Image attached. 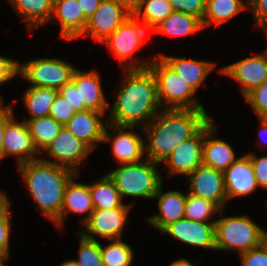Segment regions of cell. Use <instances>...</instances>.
<instances>
[{
  "label": "cell",
  "instance_id": "obj_18",
  "mask_svg": "<svg viewBox=\"0 0 267 266\" xmlns=\"http://www.w3.org/2000/svg\"><path fill=\"white\" fill-rule=\"evenodd\" d=\"M223 174L227 200L249 195L258 187L253 165L246 153L232 163Z\"/></svg>",
  "mask_w": 267,
  "mask_h": 266
},
{
  "label": "cell",
  "instance_id": "obj_29",
  "mask_svg": "<svg viewBox=\"0 0 267 266\" xmlns=\"http://www.w3.org/2000/svg\"><path fill=\"white\" fill-rule=\"evenodd\" d=\"M58 90L47 87L30 86L23 95V102L29 112L28 119L49 116V111Z\"/></svg>",
  "mask_w": 267,
  "mask_h": 266
},
{
  "label": "cell",
  "instance_id": "obj_24",
  "mask_svg": "<svg viewBox=\"0 0 267 266\" xmlns=\"http://www.w3.org/2000/svg\"><path fill=\"white\" fill-rule=\"evenodd\" d=\"M73 178L70 179L65 187L61 216L54 223L59 228L63 225L64 216L69 212L86 213V216L81 219L82 224H84L94 210L89 185L75 182Z\"/></svg>",
  "mask_w": 267,
  "mask_h": 266
},
{
  "label": "cell",
  "instance_id": "obj_28",
  "mask_svg": "<svg viewBox=\"0 0 267 266\" xmlns=\"http://www.w3.org/2000/svg\"><path fill=\"white\" fill-rule=\"evenodd\" d=\"M173 8L169 0H138L132 12L139 21L153 31L171 13Z\"/></svg>",
  "mask_w": 267,
  "mask_h": 266
},
{
  "label": "cell",
  "instance_id": "obj_4",
  "mask_svg": "<svg viewBox=\"0 0 267 266\" xmlns=\"http://www.w3.org/2000/svg\"><path fill=\"white\" fill-rule=\"evenodd\" d=\"M120 166L107 174L114 181L122 199L125 196L154 198L163 180L157 168L158 163L145 158Z\"/></svg>",
  "mask_w": 267,
  "mask_h": 266
},
{
  "label": "cell",
  "instance_id": "obj_19",
  "mask_svg": "<svg viewBox=\"0 0 267 266\" xmlns=\"http://www.w3.org/2000/svg\"><path fill=\"white\" fill-rule=\"evenodd\" d=\"M215 129L212 118L203 126V165L224 172L239 157H235V152L230 144L213 137Z\"/></svg>",
  "mask_w": 267,
  "mask_h": 266
},
{
  "label": "cell",
  "instance_id": "obj_34",
  "mask_svg": "<svg viewBox=\"0 0 267 266\" xmlns=\"http://www.w3.org/2000/svg\"><path fill=\"white\" fill-rule=\"evenodd\" d=\"M215 213L222 215L224 213V210H222L218 205L214 204L211 201L205 200L190 193L186 194L184 213L185 218L195 221L207 222L212 214Z\"/></svg>",
  "mask_w": 267,
  "mask_h": 266
},
{
  "label": "cell",
  "instance_id": "obj_30",
  "mask_svg": "<svg viewBox=\"0 0 267 266\" xmlns=\"http://www.w3.org/2000/svg\"><path fill=\"white\" fill-rule=\"evenodd\" d=\"M25 122L39 154L56 138L63 127L51 116L28 119Z\"/></svg>",
  "mask_w": 267,
  "mask_h": 266
},
{
  "label": "cell",
  "instance_id": "obj_40",
  "mask_svg": "<svg viewBox=\"0 0 267 266\" xmlns=\"http://www.w3.org/2000/svg\"><path fill=\"white\" fill-rule=\"evenodd\" d=\"M241 266H267V247L262 243L240 254Z\"/></svg>",
  "mask_w": 267,
  "mask_h": 266
},
{
  "label": "cell",
  "instance_id": "obj_44",
  "mask_svg": "<svg viewBox=\"0 0 267 266\" xmlns=\"http://www.w3.org/2000/svg\"><path fill=\"white\" fill-rule=\"evenodd\" d=\"M58 93L64 97L77 112L84 111V104H80L79 90L72 81L60 88Z\"/></svg>",
  "mask_w": 267,
  "mask_h": 266
},
{
  "label": "cell",
  "instance_id": "obj_2",
  "mask_svg": "<svg viewBox=\"0 0 267 266\" xmlns=\"http://www.w3.org/2000/svg\"><path fill=\"white\" fill-rule=\"evenodd\" d=\"M210 119L205 109H161L143 129L148 138L145 158L160 164Z\"/></svg>",
  "mask_w": 267,
  "mask_h": 266
},
{
  "label": "cell",
  "instance_id": "obj_35",
  "mask_svg": "<svg viewBox=\"0 0 267 266\" xmlns=\"http://www.w3.org/2000/svg\"><path fill=\"white\" fill-rule=\"evenodd\" d=\"M79 240V259L75 260L80 266H104L101 252L100 242L97 240H90L77 234Z\"/></svg>",
  "mask_w": 267,
  "mask_h": 266
},
{
  "label": "cell",
  "instance_id": "obj_33",
  "mask_svg": "<svg viewBox=\"0 0 267 266\" xmlns=\"http://www.w3.org/2000/svg\"><path fill=\"white\" fill-rule=\"evenodd\" d=\"M111 243L103 247L100 252L104 266H130L134 253L131 247L121 239L110 240Z\"/></svg>",
  "mask_w": 267,
  "mask_h": 266
},
{
  "label": "cell",
  "instance_id": "obj_22",
  "mask_svg": "<svg viewBox=\"0 0 267 266\" xmlns=\"http://www.w3.org/2000/svg\"><path fill=\"white\" fill-rule=\"evenodd\" d=\"M102 116L104 114L90 110L78 111L64 126L94 150L96 143L103 142L104 130L108 123L103 122Z\"/></svg>",
  "mask_w": 267,
  "mask_h": 266
},
{
  "label": "cell",
  "instance_id": "obj_9",
  "mask_svg": "<svg viewBox=\"0 0 267 266\" xmlns=\"http://www.w3.org/2000/svg\"><path fill=\"white\" fill-rule=\"evenodd\" d=\"M132 206V204H123L111 209H94L83 224L87 233L80 231L79 234L95 241H97L95 235L107 240L121 239L122 230Z\"/></svg>",
  "mask_w": 267,
  "mask_h": 266
},
{
  "label": "cell",
  "instance_id": "obj_26",
  "mask_svg": "<svg viewBox=\"0 0 267 266\" xmlns=\"http://www.w3.org/2000/svg\"><path fill=\"white\" fill-rule=\"evenodd\" d=\"M23 17L33 31L38 26L50 22L53 12V0H8Z\"/></svg>",
  "mask_w": 267,
  "mask_h": 266
},
{
  "label": "cell",
  "instance_id": "obj_5",
  "mask_svg": "<svg viewBox=\"0 0 267 266\" xmlns=\"http://www.w3.org/2000/svg\"><path fill=\"white\" fill-rule=\"evenodd\" d=\"M149 68L157 82L158 100L165 109H204L195 98L196 91L159 56L153 57ZM194 96V97H193ZM198 101V102H197Z\"/></svg>",
  "mask_w": 267,
  "mask_h": 266
},
{
  "label": "cell",
  "instance_id": "obj_39",
  "mask_svg": "<svg viewBox=\"0 0 267 266\" xmlns=\"http://www.w3.org/2000/svg\"><path fill=\"white\" fill-rule=\"evenodd\" d=\"M76 112L67 100L58 93L50 107L49 116L64 126Z\"/></svg>",
  "mask_w": 267,
  "mask_h": 266
},
{
  "label": "cell",
  "instance_id": "obj_25",
  "mask_svg": "<svg viewBox=\"0 0 267 266\" xmlns=\"http://www.w3.org/2000/svg\"><path fill=\"white\" fill-rule=\"evenodd\" d=\"M160 58L171 67L184 81L197 92L203 80L214 69L216 63L186 59L173 56L160 55Z\"/></svg>",
  "mask_w": 267,
  "mask_h": 266
},
{
  "label": "cell",
  "instance_id": "obj_8",
  "mask_svg": "<svg viewBox=\"0 0 267 266\" xmlns=\"http://www.w3.org/2000/svg\"><path fill=\"white\" fill-rule=\"evenodd\" d=\"M77 68L60 59L41 58L19 63V74L35 87L59 90L72 80Z\"/></svg>",
  "mask_w": 267,
  "mask_h": 266
},
{
  "label": "cell",
  "instance_id": "obj_46",
  "mask_svg": "<svg viewBox=\"0 0 267 266\" xmlns=\"http://www.w3.org/2000/svg\"><path fill=\"white\" fill-rule=\"evenodd\" d=\"M102 0H78L84 16L89 19L98 8Z\"/></svg>",
  "mask_w": 267,
  "mask_h": 266
},
{
  "label": "cell",
  "instance_id": "obj_50",
  "mask_svg": "<svg viewBox=\"0 0 267 266\" xmlns=\"http://www.w3.org/2000/svg\"><path fill=\"white\" fill-rule=\"evenodd\" d=\"M61 266H80L75 260H68L61 264Z\"/></svg>",
  "mask_w": 267,
  "mask_h": 266
},
{
  "label": "cell",
  "instance_id": "obj_15",
  "mask_svg": "<svg viewBox=\"0 0 267 266\" xmlns=\"http://www.w3.org/2000/svg\"><path fill=\"white\" fill-rule=\"evenodd\" d=\"M189 193L218 205L222 210L227 198L224 174L206 165L198 166L189 176Z\"/></svg>",
  "mask_w": 267,
  "mask_h": 266
},
{
  "label": "cell",
  "instance_id": "obj_21",
  "mask_svg": "<svg viewBox=\"0 0 267 266\" xmlns=\"http://www.w3.org/2000/svg\"><path fill=\"white\" fill-rule=\"evenodd\" d=\"M55 17L60 21V36L67 40L80 37L88 21L78 0H53V12L50 21H54Z\"/></svg>",
  "mask_w": 267,
  "mask_h": 266
},
{
  "label": "cell",
  "instance_id": "obj_14",
  "mask_svg": "<svg viewBox=\"0 0 267 266\" xmlns=\"http://www.w3.org/2000/svg\"><path fill=\"white\" fill-rule=\"evenodd\" d=\"M215 222L216 220L207 223L184 217L169 224L161 232L169 234L186 245L216 250Z\"/></svg>",
  "mask_w": 267,
  "mask_h": 266
},
{
  "label": "cell",
  "instance_id": "obj_12",
  "mask_svg": "<svg viewBox=\"0 0 267 266\" xmlns=\"http://www.w3.org/2000/svg\"><path fill=\"white\" fill-rule=\"evenodd\" d=\"M133 128L134 127L117 126L110 123H107L105 127L103 142L112 141L111 153L119 164L142 161L145 156L144 154H146L145 144L147 143L144 142L145 140L142 139V136L133 132ZM128 129H130V131ZM111 131L115 133H111Z\"/></svg>",
  "mask_w": 267,
  "mask_h": 266
},
{
  "label": "cell",
  "instance_id": "obj_3",
  "mask_svg": "<svg viewBox=\"0 0 267 266\" xmlns=\"http://www.w3.org/2000/svg\"><path fill=\"white\" fill-rule=\"evenodd\" d=\"M23 181L42 214L56 222L61 216L64 191L74 176L73 170L38 158L18 166Z\"/></svg>",
  "mask_w": 267,
  "mask_h": 266
},
{
  "label": "cell",
  "instance_id": "obj_49",
  "mask_svg": "<svg viewBox=\"0 0 267 266\" xmlns=\"http://www.w3.org/2000/svg\"><path fill=\"white\" fill-rule=\"evenodd\" d=\"M168 266H194V265H192L188 260H186L184 258H179L178 260L173 261Z\"/></svg>",
  "mask_w": 267,
  "mask_h": 266
},
{
  "label": "cell",
  "instance_id": "obj_47",
  "mask_svg": "<svg viewBox=\"0 0 267 266\" xmlns=\"http://www.w3.org/2000/svg\"><path fill=\"white\" fill-rule=\"evenodd\" d=\"M114 2H118L120 4H123L124 6H126L131 12L134 11L138 0H112Z\"/></svg>",
  "mask_w": 267,
  "mask_h": 266
},
{
  "label": "cell",
  "instance_id": "obj_10",
  "mask_svg": "<svg viewBox=\"0 0 267 266\" xmlns=\"http://www.w3.org/2000/svg\"><path fill=\"white\" fill-rule=\"evenodd\" d=\"M131 14L123 4L102 0L80 36L103 43Z\"/></svg>",
  "mask_w": 267,
  "mask_h": 266
},
{
  "label": "cell",
  "instance_id": "obj_51",
  "mask_svg": "<svg viewBox=\"0 0 267 266\" xmlns=\"http://www.w3.org/2000/svg\"><path fill=\"white\" fill-rule=\"evenodd\" d=\"M8 200L6 194L0 191V207Z\"/></svg>",
  "mask_w": 267,
  "mask_h": 266
},
{
  "label": "cell",
  "instance_id": "obj_48",
  "mask_svg": "<svg viewBox=\"0 0 267 266\" xmlns=\"http://www.w3.org/2000/svg\"><path fill=\"white\" fill-rule=\"evenodd\" d=\"M260 120V132H259V135L262 137V135L264 136L265 135V144H267V120L265 118H259ZM259 136V137H260Z\"/></svg>",
  "mask_w": 267,
  "mask_h": 266
},
{
  "label": "cell",
  "instance_id": "obj_45",
  "mask_svg": "<svg viewBox=\"0 0 267 266\" xmlns=\"http://www.w3.org/2000/svg\"><path fill=\"white\" fill-rule=\"evenodd\" d=\"M12 106H3V100L0 97V162L5 157L3 148V136L6 123L14 116Z\"/></svg>",
  "mask_w": 267,
  "mask_h": 266
},
{
  "label": "cell",
  "instance_id": "obj_53",
  "mask_svg": "<svg viewBox=\"0 0 267 266\" xmlns=\"http://www.w3.org/2000/svg\"><path fill=\"white\" fill-rule=\"evenodd\" d=\"M263 244L267 247V231L263 230Z\"/></svg>",
  "mask_w": 267,
  "mask_h": 266
},
{
  "label": "cell",
  "instance_id": "obj_41",
  "mask_svg": "<svg viewBox=\"0 0 267 266\" xmlns=\"http://www.w3.org/2000/svg\"><path fill=\"white\" fill-rule=\"evenodd\" d=\"M247 155L250 157L253 165L258 187L267 189V156H262L259 158L253 152H249Z\"/></svg>",
  "mask_w": 267,
  "mask_h": 266
},
{
  "label": "cell",
  "instance_id": "obj_17",
  "mask_svg": "<svg viewBox=\"0 0 267 266\" xmlns=\"http://www.w3.org/2000/svg\"><path fill=\"white\" fill-rule=\"evenodd\" d=\"M14 116L6 123L3 136V148L5 157H17L18 166L39 157V153L33 143L31 134L25 121L16 122Z\"/></svg>",
  "mask_w": 267,
  "mask_h": 266
},
{
  "label": "cell",
  "instance_id": "obj_42",
  "mask_svg": "<svg viewBox=\"0 0 267 266\" xmlns=\"http://www.w3.org/2000/svg\"><path fill=\"white\" fill-rule=\"evenodd\" d=\"M19 63L12 58L0 56V85L19 74Z\"/></svg>",
  "mask_w": 267,
  "mask_h": 266
},
{
  "label": "cell",
  "instance_id": "obj_52",
  "mask_svg": "<svg viewBox=\"0 0 267 266\" xmlns=\"http://www.w3.org/2000/svg\"><path fill=\"white\" fill-rule=\"evenodd\" d=\"M8 258H9V256H5V255L0 254V266H6L4 264V260L8 259Z\"/></svg>",
  "mask_w": 267,
  "mask_h": 266
},
{
  "label": "cell",
  "instance_id": "obj_38",
  "mask_svg": "<svg viewBox=\"0 0 267 266\" xmlns=\"http://www.w3.org/2000/svg\"><path fill=\"white\" fill-rule=\"evenodd\" d=\"M173 11L192 15L202 21L205 10L206 0H169Z\"/></svg>",
  "mask_w": 267,
  "mask_h": 266
},
{
  "label": "cell",
  "instance_id": "obj_6",
  "mask_svg": "<svg viewBox=\"0 0 267 266\" xmlns=\"http://www.w3.org/2000/svg\"><path fill=\"white\" fill-rule=\"evenodd\" d=\"M263 230L249 216H228L215 222L216 250L245 253L263 243Z\"/></svg>",
  "mask_w": 267,
  "mask_h": 266
},
{
  "label": "cell",
  "instance_id": "obj_13",
  "mask_svg": "<svg viewBox=\"0 0 267 266\" xmlns=\"http://www.w3.org/2000/svg\"><path fill=\"white\" fill-rule=\"evenodd\" d=\"M219 71L236 80L245 97L267 80V49L260 55L242 59L219 69Z\"/></svg>",
  "mask_w": 267,
  "mask_h": 266
},
{
  "label": "cell",
  "instance_id": "obj_27",
  "mask_svg": "<svg viewBox=\"0 0 267 266\" xmlns=\"http://www.w3.org/2000/svg\"><path fill=\"white\" fill-rule=\"evenodd\" d=\"M248 8V0H206V10L201 21L203 28L210 24L228 21L239 12Z\"/></svg>",
  "mask_w": 267,
  "mask_h": 266
},
{
  "label": "cell",
  "instance_id": "obj_43",
  "mask_svg": "<svg viewBox=\"0 0 267 266\" xmlns=\"http://www.w3.org/2000/svg\"><path fill=\"white\" fill-rule=\"evenodd\" d=\"M248 8L255 16V25L264 30L267 27V0H248Z\"/></svg>",
  "mask_w": 267,
  "mask_h": 266
},
{
  "label": "cell",
  "instance_id": "obj_1",
  "mask_svg": "<svg viewBox=\"0 0 267 266\" xmlns=\"http://www.w3.org/2000/svg\"><path fill=\"white\" fill-rule=\"evenodd\" d=\"M123 81L106 121L117 126L145 127L162 109L152 70L124 69Z\"/></svg>",
  "mask_w": 267,
  "mask_h": 266
},
{
  "label": "cell",
  "instance_id": "obj_36",
  "mask_svg": "<svg viewBox=\"0 0 267 266\" xmlns=\"http://www.w3.org/2000/svg\"><path fill=\"white\" fill-rule=\"evenodd\" d=\"M10 201L7 200L0 207V254L9 256V240L11 227Z\"/></svg>",
  "mask_w": 267,
  "mask_h": 266
},
{
  "label": "cell",
  "instance_id": "obj_7",
  "mask_svg": "<svg viewBox=\"0 0 267 266\" xmlns=\"http://www.w3.org/2000/svg\"><path fill=\"white\" fill-rule=\"evenodd\" d=\"M147 26L132 13L104 42L112 54L116 55L124 69L148 68L151 61H140L132 55L144 44ZM130 59V60H129ZM143 62V63H142Z\"/></svg>",
  "mask_w": 267,
  "mask_h": 266
},
{
  "label": "cell",
  "instance_id": "obj_11",
  "mask_svg": "<svg viewBox=\"0 0 267 266\" xmlns=\"http://www.w3.org/2000/svg\"><path fill=\"white\" fill-rule=\"evenodd\" d=\"M92 151L89 145L63 126L56 138L44 150L55 162L43 158L42 160L67 167L77 174L78 167Z\"/></svg>",
  "mask_w": 267,
  "mask_h": 266
},
{
  "label": "cell",
  "instance_id": "obj_16",
  "mask_svg": "<svg viewBox=\"0 0 267 266\" xmlns=\"http://www.w3.org/2000/svg\"><path fill=\"white\" fill-rule=\"evenodd\" d=\"M203 127L190 139L179 144L163 161L168 174L189 176L198 166L203 164Z\"/></svg>",
  "mask_w": 267,
  "mask_h": 266
},
{
  "label": "cell",
  "instance_id": "obj_20",
  "mask_svg": "<svg viewBox=\"0 0 267 266\" xmlns=\"http://www.w3.org/2000/svg\"><path fill=\"white\" fill-rule=\"evenodd\" d=\"M71 81L79 90L80 104H84V111L105 113L109 105L101 86L100 75L96 70L83 72L76 69Z\"/></svg>",
  "mask_w": 267,
  "mask_h": 266
},
{
  "label": "cell",
  "instance_id": "obj_37",
  "mask_svg": "<svg viewBox=\"0 0 267 266\" xmlns=\"http://www.w3.org/2000/svg\"><path fill=\"white\" fill-rule=\"evenodd\" d=\"M259 118L267 116V80L254 88L245 97Z\"/></svg>",
  "mask_w": 267,
  "mask_h": 266
},
{
  "label": "cell",
  "instance_id": "obj_31",
  "mask_svg": "<svg viewBox=\"0 0 267 266\" xmlns=\"http://www.w3.org/2000/svg\"><path fill=\"white\" fill-rule=\"evenodd\" d=\"M89 191L94 209H111L124 204L114 181L108 174L91 183Z\"/></svg>",
  "mask_w": 267,
  "mask_h": 266
},
{
  "label": "cell",
  "instance_id": "obj_32",
  "mask_svg": "<svg viewBox=\"0 0 267 266\" xmlns=\"http://www.w3.org/2000/svg\"><path fill=\"white\" fill-rule=\"evenodd\" d=\"M202 28V23L197 17L173 11L153 31L170 36H185Z\"/></svg>",
  "mask_w": 267,
  "mask_h": 266
},
{
  "label": "cell",
  "instance_id": "obj_23",
  "mask_svg": "<svg viewBox=\"0 0 267 266\" xmlns=\"http://www.w3.org/2000/svg\"><path fill=\"white\" fill-rule=\"evenodd\" d=\"M158 199L160 214L150 216L147 221L159 230H163L169 224L184 218L186 195L180 191H167L163 193L162 185L154 198Z\"/></svg>",
  "mask_w": 267,
  "mask_h": 266
}]
</instances>
